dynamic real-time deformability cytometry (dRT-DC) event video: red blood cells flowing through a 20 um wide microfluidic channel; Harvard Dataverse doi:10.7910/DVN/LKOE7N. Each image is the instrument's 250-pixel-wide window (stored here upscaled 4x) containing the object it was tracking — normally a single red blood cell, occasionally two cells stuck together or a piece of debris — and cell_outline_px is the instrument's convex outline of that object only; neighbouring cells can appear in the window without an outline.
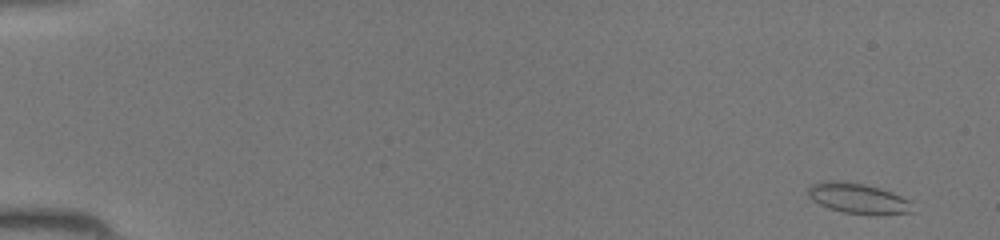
{"species": "common noctule bat (a hibernating species)", "species_latin": "Nyctalus noctula", "temperature_condition": "room temperature", "stored_images_in_passage": 46, "camera_frame_rate_fps": 3000, "um_per_image_px": 0.085, "animal": {"sex": "female", "body_mass_g": 19.5, "forearm_length_mm": 54.1}, "frame": {"image": 1, "passage_image": 2, "time_ms": 0.333, "image_size_px": [1000, 240], "cell_outline_px": [[912, 212], [876, 216], [872, 216], [844, 212], [828, 208], [812, 200], [808, 196], [808, 188], [812, 184], [820, 180], [836, 180], [864, 184], [880, 188], [892, 192], [908, 200]], "centroid_in_image_um": [72.89, 16.87], "position_along_channel_um": 12.1, "area_um2": 18.67}}
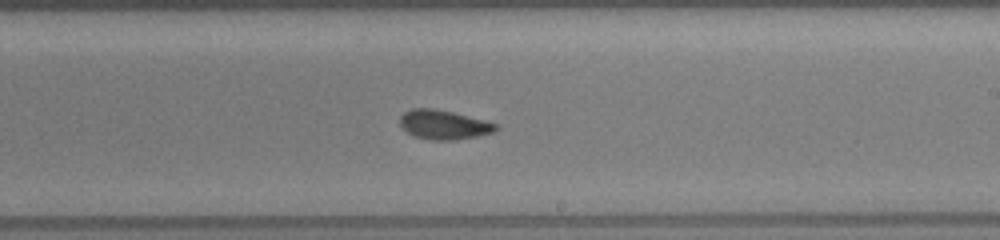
{"frame": {"image": 2, "passage_image": 28, "time_ms": 9.0, "image_size_px": [1000, 240], "cell_outline_px": [[500, 128], [492, 132], [476, 136], [456, 140], [432, 140], [416, 136], [408, 132], [400, 124], [400, 116], [404, 112], [412, 108], [432, 108], [452, 112], [500, 124]], "centroid_in_image_um": [37.75, 10.59], "position_along_channel_um": 251.3, "area_um2": 16.24}}
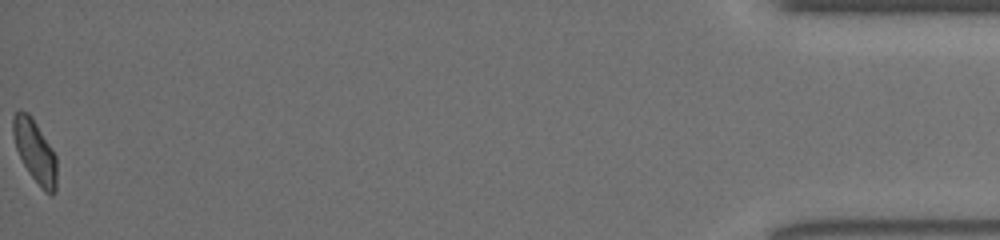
{"frame": {"image": 3, "passage_image": 46, "time_ms": 15.0, "image_size_px": [1000, 240], "cell_outline_px": [[56, 192], [52, 196], [44, 192], [28, 172], [16, 148], [12, 132], [12, 116], [20, 108], [28, 112], [32, 116], [52, 148], [56, 156]], "centroid_in_image_um": [2.97, 12.84], "position_along_channel_um": 432.2, "area_um2": 16.18}}